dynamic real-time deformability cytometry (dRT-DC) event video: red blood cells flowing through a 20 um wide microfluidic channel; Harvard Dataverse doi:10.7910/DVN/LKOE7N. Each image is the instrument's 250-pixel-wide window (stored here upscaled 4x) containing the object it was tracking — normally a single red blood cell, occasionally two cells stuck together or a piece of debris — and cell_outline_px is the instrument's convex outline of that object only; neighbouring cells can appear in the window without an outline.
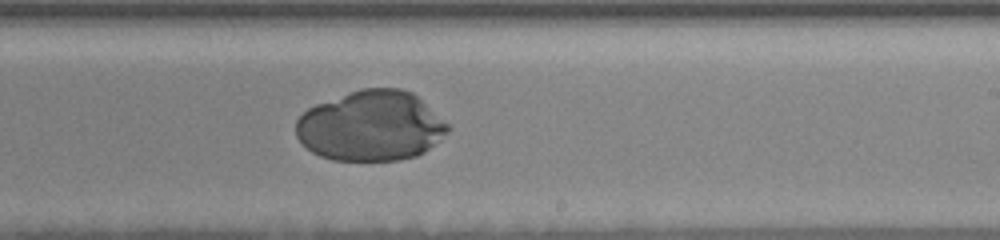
{"species": "human", "species_latin": "Homo sapiens", "temperature_condition": "room temperature", "stored_images_in_passage": 44, "camera_frame_rate_fps": 3000, "um_per_image_px": 0.085, "donor": {"sex": "female"}, "frame": {"image": 1, "passage_image": 32, "time_ms": 11.0, "image_size_px": [1000, 240], "cell_outline_px": [[452, 128], [440, 140], [424, 152], [416, 156], [400, 160], [332, 160], [320, 156], [312, 152], [296, 136], [296, 120], [308, 108], [316, 104], [348, 92], [360, 88], [400, 88], [412, 92], [448, 124]], "centroid_in_image_um": [31.53, 10.7], "position_along_channel_um": 257.5, "area_um2": 62.08}}
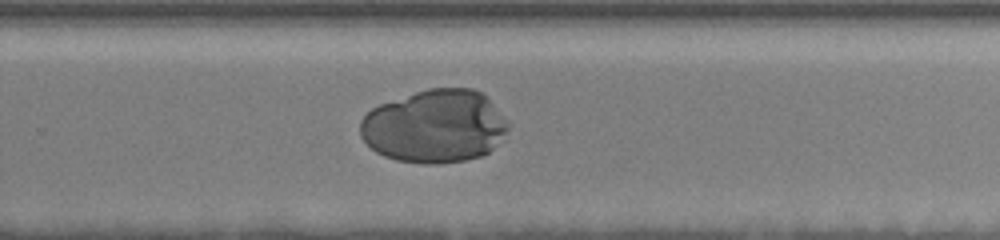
{"frame": {"image": 2, "passage_image": 35, "time_ms": 12.0, "image_size_px": [1000, 240], "cell_outline_px": [[508, 128], [504, 140], [488, 152], [480, 156], [464, 160], [440, 164], [424, 164], [396, 160], [384, 156], [376, 152], [360, 136], [360, 120], [372, 108], [380, 104], [428, 88], [472, 88], [480, 92], [508, 120]], "centroid_in_image_um": [36.95, 10.75], "position_along_channel_um": 292.8, "area_um2": 63.06}}